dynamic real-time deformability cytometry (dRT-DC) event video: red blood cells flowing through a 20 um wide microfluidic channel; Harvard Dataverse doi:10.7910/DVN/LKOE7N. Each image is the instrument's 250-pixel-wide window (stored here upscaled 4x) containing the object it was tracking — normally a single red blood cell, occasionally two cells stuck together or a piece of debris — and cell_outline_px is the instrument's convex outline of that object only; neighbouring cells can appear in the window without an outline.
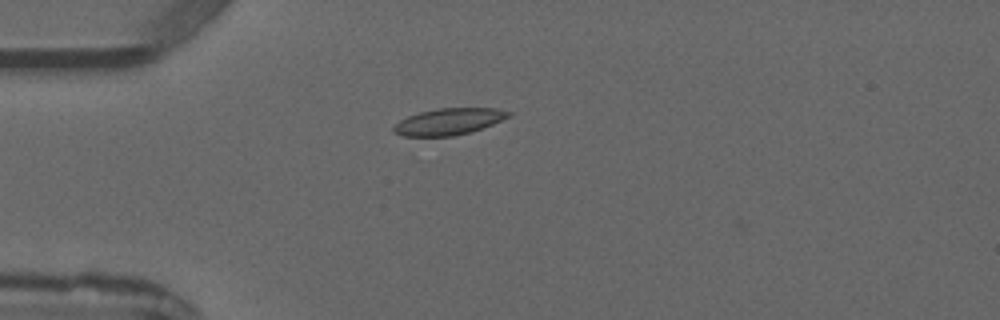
{"species": "common noctule bat (a hibernating species)", "species_latin": "Nyctalus noctula", "temperature_condition": "warm", "stored_images_in_passage": 4, "camera_frame_rate_fps": 3000, "um_per_image_px": 0.085, "animal": {"sex": "male", "forearm_length_mm": 52.5}, "frame": {"image": 1, "passage_image": 4, "time_ms": 3.333, "image_size_px": [1000, 320], "cell_outline_px": [[512, 116], [492, 124], [468, 132], [452, 136], [404, 136], [392, 132], [392, 128], [400, 120], [408, 116], [420, 112], [436, 108], [496, 108], [512, 112]], "centroid_in_image_um": [38.14, 10.32], "position_along_channel_um": 46.9, "area_um2": 17.69}}